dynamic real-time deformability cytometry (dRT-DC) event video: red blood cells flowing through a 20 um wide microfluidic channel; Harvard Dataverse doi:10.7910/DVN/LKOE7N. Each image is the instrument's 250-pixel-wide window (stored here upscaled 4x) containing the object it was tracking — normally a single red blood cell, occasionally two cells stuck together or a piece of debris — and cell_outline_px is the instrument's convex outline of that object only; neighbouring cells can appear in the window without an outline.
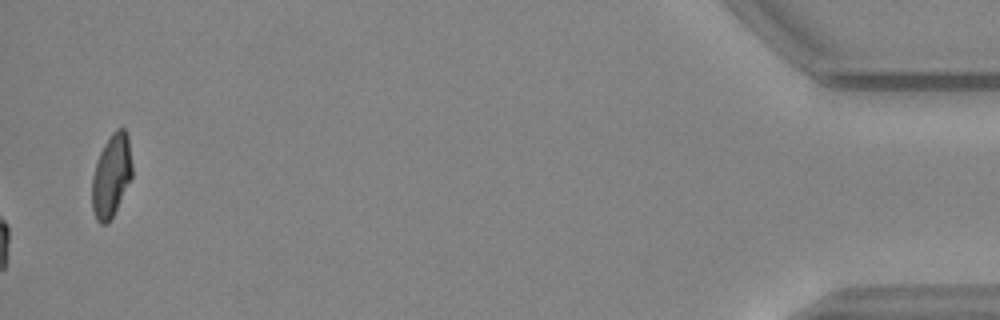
{"species": "common noctule bat (a hibernating species)", "species_latin": "Nyctalus noctula", "temperature_condition": "warm", "stored_images_in_passage": 58, "camera_frame_rate_fps": 3000, "um_per_image_px": 0.085, "animal": {"sex": "female", "body_mass_g": 24.6, "forearm_length_mm": 56.2}, "frame": {"image": 1, "passage_image": 58, "time_ms": 19.0, "image_size_px": [1000, 320], "cell_outline_px": [[132, 176], [108, 224], [100, 224], [96, 220], [92, 208], [92, 176], [100, 152], [104, 144], [112, 132], [116, 128], [124, 128], [128, 136], [132, 164]], "centroid_in_image_um": [9.46, 14.91], "position_along_channel_um": 425.7, "area_um2": 19.19}, "authors_computed_cell_mechanics": {"area_um2": 19.3341, "velocity_mm_per_s": 3.695, "shape_relaxation_time_tau1_ms": 8.8122, "shape_relaxation_time_tau2_ms": 10.2788, "deformation_change_tau1": 0.2031, "deformation_change_tau2": 0.168}}